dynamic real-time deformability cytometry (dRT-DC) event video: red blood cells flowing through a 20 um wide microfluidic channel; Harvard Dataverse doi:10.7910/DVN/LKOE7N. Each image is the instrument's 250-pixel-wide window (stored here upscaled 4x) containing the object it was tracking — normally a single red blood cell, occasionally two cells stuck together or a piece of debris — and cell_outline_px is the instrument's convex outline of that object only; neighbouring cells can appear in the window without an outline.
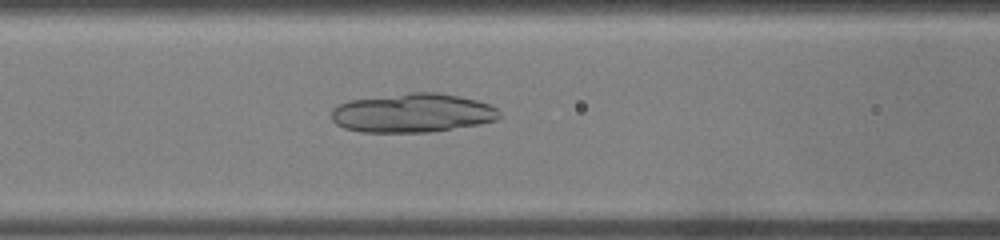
{"species": "common noctule bat (a hibernating species)", "species_latin": "Nyctalus noctula", "temperature_condition": "warm", "stored_images_in_passage": 27, "camera_frame_rate_fps": 3000, "um_per_image_px": 0.085, "animal": {"sex": "male", "body_mass_g": 19.0, "forearm_length_mm": 50.8}, "frame": {"image": 1, "passage_image": 6, "time_ms": 1.667, "image_size_px": [1000, 240], "cell_outline_px": [[500, 116], [496, 120], [480, 124], [428, 132], [360, 132], [344, 128], [336, 124], [332, 120], [332, 108], [348, 100], [412, 92], [436, 92], [460, 96], [476, 100], [488, 104], [496, 108], [500, 112]], "centroid_in_image_um": [35.05, 9.6], "position_along_channel_um": 131.6, "area_um2": 38.15}}
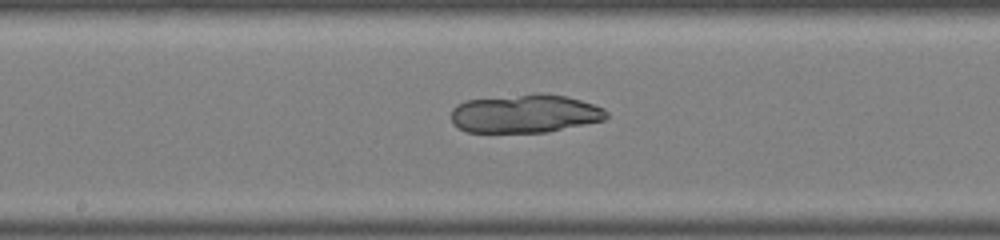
{"frame": {"image": 2, "passage_image": 10, "time_ms": 3.0, "image_size_px": [1000, 240], "cell_outline_px": [[608, 116], [604, 120], [548, 132], [468, 132], [452, 124], [452, 108], [456, 104], [464, 100], [532, 92], [540, 92], [564, 96], [580, 100], [604, 108], [608, 112]], "centroid_in_image_um": [44.6, 9.64], "position_along_channel_um": 203.6, "area_um2": 35.2}}
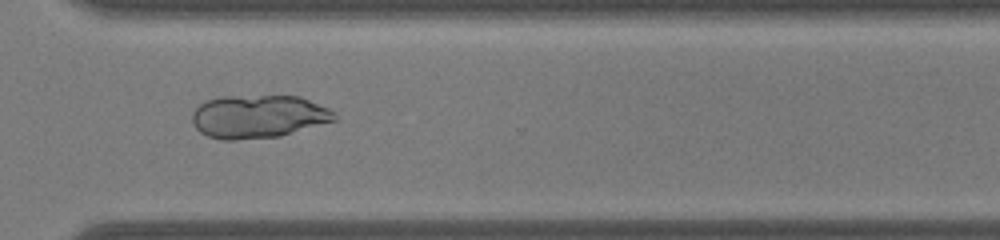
{"frame": {"image": 3, "passage_image": 18, "time_ms": 5.667, "image_size_px": [1000, 240], "cell_outline_px": [[336, 120], [280, 136], [236, 140], [224, 140], [208, 136], [200, 132], [196, 128], [192, 120], [192, 112], [200, 104], [208, 100], [220, 96], [300, 96], [328, 108], [336, 116]], "centroid_in_image_um": [21.93, 9.9], "position_along_channel_um": 348.7, "area_um2": 35.6}}